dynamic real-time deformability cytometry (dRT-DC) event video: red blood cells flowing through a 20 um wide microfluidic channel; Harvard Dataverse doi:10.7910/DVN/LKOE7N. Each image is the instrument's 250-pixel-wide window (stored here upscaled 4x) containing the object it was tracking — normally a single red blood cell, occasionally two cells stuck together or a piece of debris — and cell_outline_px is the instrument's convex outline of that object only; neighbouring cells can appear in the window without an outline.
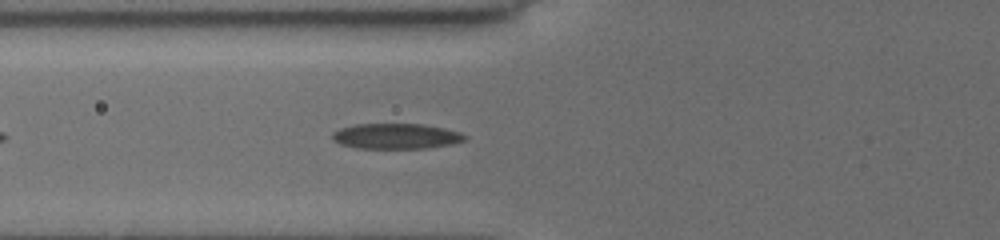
{"species": "common noctule bat (a hibernating species)", "species_latin": "Nyctalus noctula", "temperature_condition": "cold", "stored_images_in_passage": 39, "camera_frame_rate_fps": 3000, "um_per_image_px": 0.085, "animal": {"sex": "female", "body_mass_g": 19.5, "forearm_length_mm": 54.1}, "frame": {"image": 1, "passage_image": 7, "time_ms": 2.0, "image_size_px": [1000, 240], "cell_outline_px": [[468, 136], [464, 140], [452, 144], [428, 148], [356, 148], [340, 144], [332, 140], [332, 132], [340, 128], [356, 124], [424, 124], [444, 128], [460, 132]], "centroid_in_image_um": [33.66, 11.57], "position_along_channel_um": 92.1, "area_um2": 19.71}}
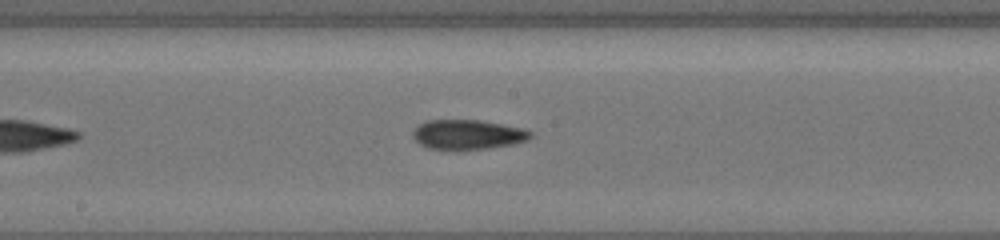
{"frame": {"image": 2, "passage_image": 16, "time_ms": 5.0, "image_size_px": [1000, 240], "cell_outline_px": [[532, 136], [524, 140], [512, 144], [484, 148], [428, 148], [420, 144], [412, 136], [412, 132], [416, 124], [424, 120], [480, 120], [524, 128], [532, 132]], "centroid_in_image_um": [39.7, 11.4], "position_along_channel_um": 208.5, "area_um2": 20.0}}
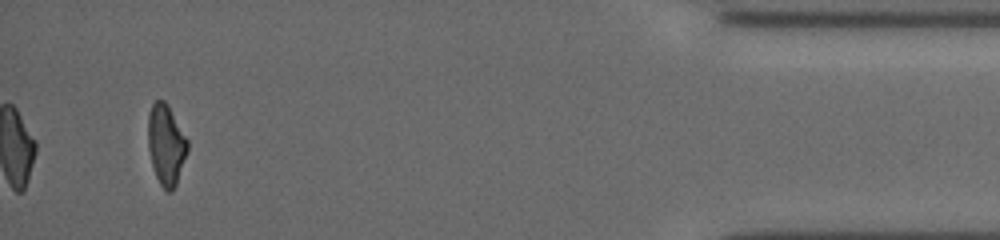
{"frame": {"image": 3, "passage_image": 37, "time_ms": 12.0, "image_size_px": [1000, 240], "cell_outline_px": [[188, 148], [176, 184], [172, 192], [168, 192], [160, 184], [156, 176], [152, 164], [148, 148], [148, 116], [152, 104], [156, 100], [164, 100], [168, 104], [188, 140]], "centroid_in_image_um": [14.11, 12.28], "position_along_channel_um": 421.1, "area_um2": 18.38}, "authors_computed_cell_mechanics": {"area_um2": 19.7098, "velocity_mm_per_s": 3.8635, "shape_relaxation_time_tau1_ms": 6.681, "shape_relaxation_time_tau2_ms": 3.4412, "deformation_change_tau1": 0.1952, "deformation_change_tau2": 0.1105}}